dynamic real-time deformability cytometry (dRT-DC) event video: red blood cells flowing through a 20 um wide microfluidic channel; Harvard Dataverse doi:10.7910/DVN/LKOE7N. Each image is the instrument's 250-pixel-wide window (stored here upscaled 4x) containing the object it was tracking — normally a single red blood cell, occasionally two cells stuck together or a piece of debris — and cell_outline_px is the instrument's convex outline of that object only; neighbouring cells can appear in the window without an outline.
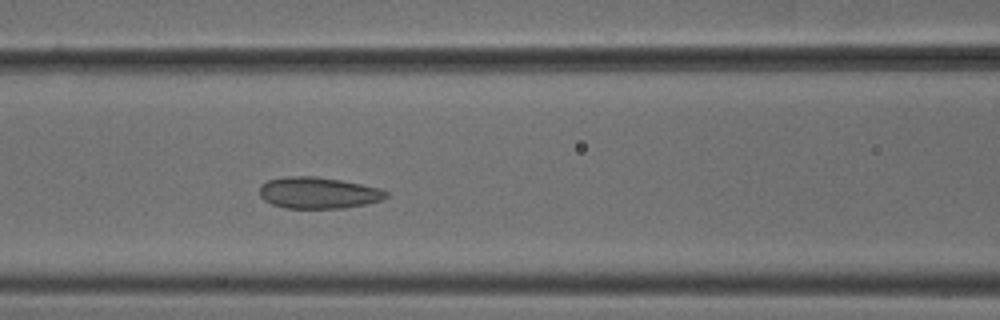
{"species": "common noctule bat (a hibernating species)", "species_latin": "Nyctalus noctula", "temperature_condition": "cold", "stored_images_in_passage": 6, "camera_frame_rate_fps": 3000, "um_per_image_px": 0.085, "animal": {"sex": "male", "body_mass_g": 18.8}, "frame": {"image": 1, "passage_image": 6, "time_ms": 1.667, "image_size_px": [1000, 320], "cell_outline_px": [[388, 196], [380, 200], [364, 204], [340, 208], [284, 208], [272, 204], [264, 200], [260, 196], [260, 184], [268, 180], [284, 176], [316, 176], [340, 180], [380, 188], [388, 192]], "centroid_in_image_um": [27.01, 16.38], "position_along_channel_um": 139.6, "area_um2": 23.12}}